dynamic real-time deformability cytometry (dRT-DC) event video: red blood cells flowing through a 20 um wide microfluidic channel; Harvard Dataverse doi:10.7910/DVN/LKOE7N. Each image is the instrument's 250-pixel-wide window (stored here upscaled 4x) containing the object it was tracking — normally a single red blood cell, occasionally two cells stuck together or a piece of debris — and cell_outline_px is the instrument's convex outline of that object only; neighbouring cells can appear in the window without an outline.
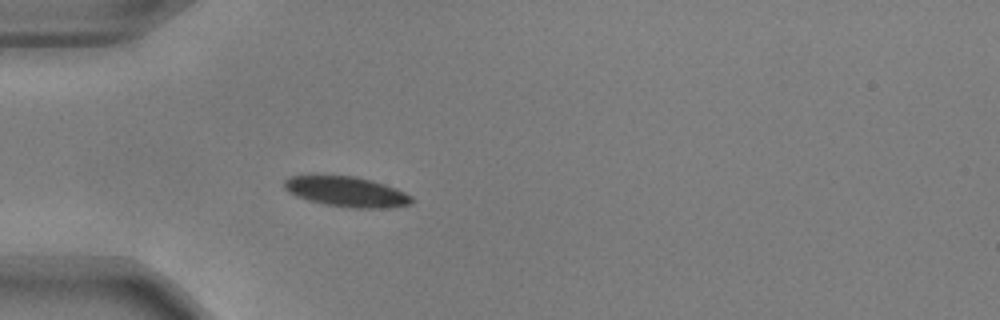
{"species": "common noctule bat (a hibernating species)", "species_latin": "Nyctalus noctula", "temperature_condition": "warm", "stored_images_in_passage": 10, "camera_frame_rate_fps": 3000, "um_per_image_px": 0.085, "animal": {"sex": "male", "body_mass_g": 17.9, "forearm_length_mm": 54.2}, "frame": {"image": 1, "passage_image": 1, "time_ms": 0.0, "image_size_px": [1000, 320], "cell_outline_px": [[412, 204], [388, 208], [352, 208], [324, 204], [308, 200], [296, 196], [288, 192], [284, 188], [284, 180], [292, 176], [352, 176], [372, 180], [396, 188], [412, 196]], "centroid_in_image_um": [29.47, 16.31], "position_along_channel_um": 55.5, "area_um2": 22.31}}
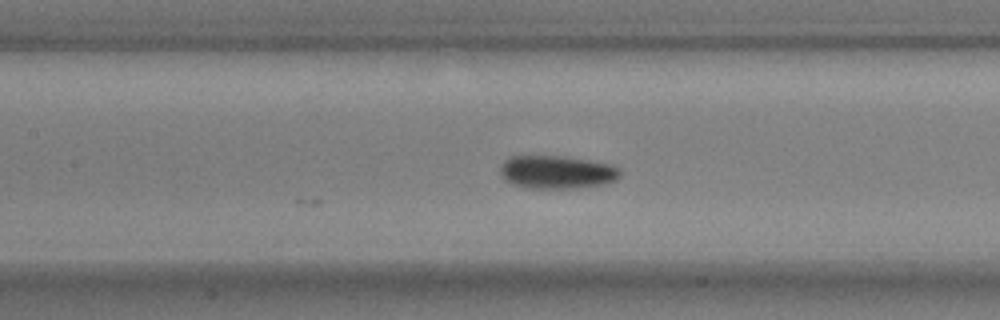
{"frame": {"image": 2, "passage_image": 10, "time_ms": 3.0, "image_size_px": [1000, 320], "cell_outline_px": [[620, 176], [616, 180], [608, 184], [576, 188], [524, 188], [512, 184], [504, 180], [500, 176], [500, 164], [504, 160], [512, 156], [564, 156], [612, 164], [620, 172]], "centroid_in_image_um": [47.3, 14.64], "position_along_channel_um": 160.1, "area_um2": 23.47}}